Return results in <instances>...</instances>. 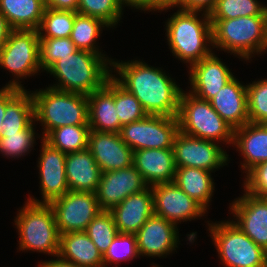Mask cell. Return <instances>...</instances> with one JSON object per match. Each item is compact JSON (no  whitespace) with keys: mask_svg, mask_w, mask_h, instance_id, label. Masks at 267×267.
Wrapping results in <instances>:
<instances>
[{"mask_svg":"<svg viewBox=\"0 0 267 267\" xmlns=\"http://www.w3.org/2000/svg\"><path fill=\"white\" fill-rule=\"evenodd\" d=\"M247 112L249 122L267 123V79L247 84Z\"/></svg>","mask_w":267,"mask_h":267,"instance_id":"cell-40","label":"cell"},{"mask_svg":"<svg viewBox=\"0 0 267 267\" xmlns=\"http://www.w3.org/2000/svg\"><path fill=\"white\" fill-rule=\"evenodd\" d=\"M243 155L241 169L246 173L255 165L267 160V123L248 122L234 130L232 147Z\"/></svg>","mask_w":267,"mask_h":267,"instance_id":"cell-24","label":"cell"},{"mask_svg":"<svg viewBox=\"0 0 267 267\" xmlns=\"http://www.w3.org/2000/svg\"><path fill=\"white\" fill-rule=\"evenodd\" d=\"M166 21L167 44L177 60L190 67L214 52L208 13L177 9Z\"/></svg>","mask_w":267,"mask_h":267,"instance_id":"cell-2","label":"cell"},{"mask_svg":"<svg viewBox=\"0 0 267 267\" xmlns=\"http://www.w3.org/2000/svg\"><path fill=\"white\" fill-rule=\"evenodd\" d=\"M45 0H0V12L12 29L38 30Z\"/></svg>","mask_w":267,"mask_h":267,"instance_id":"cell-27","label":"cell"},{"mask_svg":"<svg viewBox=\"0 0 267 267\" xmlns=\"http://www.w3.org/2000/svg\"><path fill=\"white\" fill-rule=\"evenodd\" d=\"M217 0H180L175 8L185 11H201L210 13L216 4Z\"/></svg>","mask_w":267,"mask_h":267,"instance_id":"cell-42","label":"cell"},{"mask_svg":"<svg viewBox=\"0 0 267 267\" xmlns=\"http://www.w3.org/2000/svg\"><path fill=\"white\" fill-rule=\"evenodd\" d=\"M267 15V5L259 0H217L209 13L210 19H234L244 16Z\"/></svg>","mask_w":267,"mask_h":267,"instance_id":"cell-34","label":"cell"},{"mask_svg":"<svg viewBox=\"0 0 267 267\" xmlns=\"http://www.w3.org/2000/svg\"><path fill=\"white\" fill-rule=\"evenodd\" d=\"M245 174L243 192L267 198V160L255 165Z\"/></svg>","mask_w":267,"mask_h":267,"instance_id":"cell-41","label":"cell"},{"mask_svg":"<svg viewBox=\"0 0 267 267\" xmlns=\"http://www.w3.org/2000/svg\"><path fill=\"white\" fill-rule=\"evenodd\" d=\"M215 52L193 63L189 68V92L199 99L210 101L235 76Z\"/></svg>","mask_w":267,"mask_h":267,"instance_id":"cell-18","label":"cell"},{"mask_svg":"<svg viewBox=\"0 0 267 267\" xmlns=\"http://www.w3.org/2000/svg\"><path fill=\"white\" fill-rule=\"evenodd\" d=\"M58 257L82 267H104L102 253L85 231L60 234Z\"/></svg>","mask_w":267,"mask_h":267,"instance_id":"cell-26","label":"cell"},{"mask_svg":"<svg viewBox=\"0 0 267 267\" xmlns=\"http://www.w3.org/2000/svg\"><path fill=\"white\" fill-rule=\"evenodd\" d=\"M178 132L177 116L147 115L142 120L122 126L119 135L127 146L136 151L173 148Z\"/></svg>","mask_w":267,"mask_h":267,"instance_id":"cell-10","label":"cell"},{"mask_svg":"<svg viewBox=\"0 0 267 267\" xmlns=\"http://www.w3.org/2000/svg\"><path fill=\"white\" fill-rule=\"evenodd\" d=\"M123 10L120 0H79L77 13L102 19L111 28H116Z\"/></svg>","mask_w":267,"mask_h":267,"instance_id":"cell-37","label":"cell"},{"mask_svg":"<svg viewBox=\"0 0 267 267\" xmlns=\"http://www.w3.org/2000/svg\"><path fill=\"white\" fill-rule=\"evenodd\" d=\"M79 49L68 38H40L39 63L42 71H47L55 62Z\"/></svg>","mask_w":267,"mask_h":267,"instance_id":"cell-38","label":"cell"},{"mask_svg":"<svg viewBox=\"0 0 267 267\" xmlns=\"http://www.w3.org/2000/svg\"><path fill=\"white\" fill-rule=\"evenodd\" d=\"M38 30L13 29L0 50V68L13 77L5 87L25 89L22 81L41 73Z\"/></svg>","mask_w":267,"mask_h":267,"instance_id":"cell-9","label":"cell"},{"mask_svg":"<svg viewBox=\"0 0 267 267\" xmlns=\"http://www.w3.org/2000/svg\"><path fill=\"white\" fill-rule=\"evenodd\" d=\"M133 166L149 187L174 182L176 164L173 148L133 151Z\"/></svg>","mask_w":267,"mask_h":267,"instance_id":"cell-21","label":"cell"},{"mask_svg":"<svg viewBox=\"0 0 267 267\" xmlns=\"http://www.w3.org/2000/svg\"><path fill=\"white\" fill-rule=\"evenodd\" d=\"M213 172L208 170L183 167L176 168L174 182L176 185L198 202L206 211H208L210 202L215 191Z\"/></svg>","mask_w":267,"mask_h":267,"instance_id":"cell-28","label":"cell"},{"mask_svg":"<svg viewBox=\"0 0 267 267\" xmlns=\"http://www.w3.org/2000/svg\"><path fill=\"white\" fill-rule=\"evenodd\" d=\"M79 0H45L46 8L77 12Z\"/></svg>","mask_w":267,"mask_h":267,"instance_id":"cell-45","label":"cell"},{"mask_svg":"<svg viewBox=\"0 0 267 267\" xmlns=\"http://www.w3.org/2000/svg\"><path fill=\"white\" fill-rule=\"evenodd\" d=\"M35 120L20 132L7 133L2 132L0 138V153L2 156L10 159L24 157L34 148L37 133L35 131ZM32 148V149H31Z\"/></svg>","mask_w":267,"mask_h":267,"instance_id":"cell-33","label":"cell"},{"mask_svg":"<svg viewBox=\"0 0 267 267\" xmlns=\"http://www.w3.org/2000/svg\"><path fill=\"white\" fill-rule=\"evenodd\" d=\"M30 92L34 101L35 121L43 126L42 135L37 138H45L55 128L89 125L87 95L51 87Z\"/></svg>","mask_w":267,"mask_h":267,"instance_id":"cell-5","label":"cell"},{"mask_svg":"<svg viewBox=\"0 0 267 267\" xmlns=\"http://www.w3.org/2000/svg\"><path fill=\"white\" fill-rule=\"evenodd\" d=\"M88 149L102 173L133 165V150L121 139L119 133L90 130Z\"/></svg>","mask_w":267,"mask_h":267,"instance_id":"cell-19","label":"cell"},{"mask_svg":"<svg viewBox=\"0 0 267 267\" xmlns=\"http://www.w3.org/2000/svg\"><path fill=\"white\" fill-rule=\"evenodd\" d=\"M65 172L69 191L96 193L102 171L88 148L66 154Z\"/></svg>","mask_w":267,"mask_h":267,"instance_id":"cell-25","label":"cell"},{"mask_svg":"<svg viewBox=\"0 0 267 267\" xmlns=\"http://www.w3.org/2000/svg\"><path fill=\"white\" fill-rule=\"evenodd\" d=\"M13 225L19 235V250L33 251L57 257L60 233L52 207L46 203L25 201L17 211Z\"/></svg>","mask_w":267,"mask_h":267,"instance_id":"cell-6","label":"cell"},{"mask_svg":"<svg viewBox=\"0 0 267 267\" xmlns=\"http://www.w3.org/2000/svg\"><path fill=\"white\" fill-rule=\"evenodd\" d=\"M152 267H161V266H159V265H157V264L154 265V263H153V266H152Z\"/></svg>","mask_w":267,"mask_h":267,"instance_id":"cell-49","label":"cell"},{"mask_svg":"<svg viewBox=\"0 0 267 267\" xmlns=\"http://www.w3.org/2000/svg\"><path fill=\"white\" fill-rule=\"evenodd\" d=\"M179 226L153 214L135 233L139 256L165 258L174 253L180 243Z\"/></svg>","mask_w":267,"mask_h":267,"instance_id":"cell-15","label":"cell"},{"mask_svg":"<svg viewBox=\"0 0 267 267\" xmlns=\"http://www.w3.org/2000/svg\"><path fill=\"white\" fill-rule=\"evenodd\" d=\"M112 58L78 50L55 62L46 73L56 78L48 87L89 95L101 89L112 75Z\"/></svg>","mask_w":267,"mask_h":267,"instance_id":"cell-3","label":"cell"},{"mask_svg":"<svg viewBox=\"0 0 267 267\" xmlns=\"http://www.w3.org/2000/svg\"><path fill=\"white\" fill-rule=\"evenodd\" d=\"M207 224L218 258L224 267H264L267 264V252L230 219L207 221Z\"/></svg>","mask_w":267,"mask_h":267,"instance_id":"cell-8","label":"cell"},{"mask_svg":"<svg viewBox=\"0 0 267 267\" xmlns=\"http://www.w3.org/2000/svg\"><path fill=\"white\" fill-rule=\"evenodd\" d=\"M121 5L124 7H132L144 11V13L158 10L159 12V0H120Z\"/></svg>","mask_w":267,"mask_h":267,"instance_id":"cell-43","label":"cell"},{"mask_svg":"<svg viewBox=\"0 0 267 267\" xmlns=\"http://www.w3.org/2000/svg\"><path fill=\"white\" fill-rule=\"evenodd\" d=\"M89 125H69L52 130L44 139L65 154L88 148Z\"/></svg>","mask_w":267,"mask_h":267,"instance_id":"cell-31","label":"cell"},{"mask_svg":"<svg viewBox=\"0 0 267 267\" xmlns=\"http://www.w3.org/2000/svg\"><path fill=\"white\" fill-rule=\"evenodd\" d=\"M105 28L111 27L102 19L76 13L70 39L79 50L106 55L96 43Z\"/></svg>","mask_w":267,"mask_h":267,"instance_id":"cell-30","label":"cell"},{"mask_svg":"<svg viewBox=\"0 0 267 267\" xmlns=\"http://www.w3.org/2000/svg\"><path fill=\"white\" fill-rule=\"evenodd\" d=\"M114 101L121 127L142 120L148 115L139 100L115 78Z\"/></svg>","mask_w":267,"mask_h":267,"instance_id":"cell-36","label":"cell"},{"mask_svg":"<svg viewBox=\"0 0 267 267\" xmlns=\"http://www.w3.org/2000/svg\"><path fill=\"white\" fill-rule=\"evenodd\" d=\"M21 89L5 87L3 86L0 89V138L2 136V127L3 116L5 115L7 103L20 91Z\"/></svg>","mask_w":267,"mask_h":267,"instance_id":"cell-44","label":"cell"},{"mask_svg":"<svg viewBox=\"0 0 267 267\" xmlns=\"http://www.w3.org/2000/svg\"><path fill=\"white\" fill-rule=\"evenodd\" d=\"M177 118L183 134L232 146L234 129L212 108L210 101L197 98L188 89L181 91Z\"/></svg>","mask_w":267,"mask_h":267,"instance_id":"cell-7","label":"cell"},{"mask_svg":"<svg viewBox=\"0 0 267 267\" xmlns=\"http://www.w3.org/2000/svg\"><path fill=\"white\" fill-rule=\"evenodd\" d=\"M213 48L238 56L246 62L255 54L267 53V15L234 19H210Z\"/></svg>","mask_w":267,"mask_h":267,"instance_id":"cell-4","label":"cell"},{"mask_svg":"<svg viewBox=\"0 0 267 267\" xmlns=\"http://www.w3.org/2000/svg\"><path fill=\"white\" fill-rule=\"evenodd\" d=\"M180 0H159V12H166L169 9L174 8Z\"/></svg>","mask_w":267,"mask_h":267,"instance_id":"cell-48","label":"cell"},{"mask_svg":"<svg viewBox=\"0 0 267 267\" xmlns=\"http://www.w3.org/2000/svg\"><path fill=\"white\" fill-rule=\"evenodd\" d=\"M229 204L231 221L267 252V198L244 192Z\"/></svg>","mask_w":267,"mask_h":267,"instance_id":"cell-16","label":"cell"},{"mask_svg":"<svg viewBox=\"0 0 267 267\" xmlns=\"http://www.w3.org/2000/svg\"><path fill=\"white\" fill-rule=\"evenodd\" d=\"M112 76L139 100L148 115H178L183 89L162 68L139 59L121 62L114 59Z\"/></svg>","mask_w":267,"mask_h":267,"instance_id":"cell-1","label":"cell"},{"mask_svg":"<svg viewBox=\"0 0 267 267\" xmlns=\"http://www.w3.org/2000/svg\"><path fill=\"white\" fill-rule=\"evenodd\" d=\"M40 157H38L39 184L42 199L29 195L28 201L49 204L52 200L65 195L69 189L65 172L66 154L41 138Z\"/></svg>","mask_w":267,"mask_h":267,"instance_id":"cell-14","label":"cell"},{"mask_svg":"<svg viewBox=\"0 0 267 267\" xmlns=\"http://www.w3.org/2000/svg\"><path fill=\"white\" fill-rule=\"evenodd\" d=\"M12 30L13 29L8 24L5 16L0 12V50L4 46L7 37Z\"/></svg>","mask_w":267,"mask_h":267,"instance_id":"cell-47","label":"cell"},{"mask_svg":"<svg viewBox=\"0 0 267 267\" xmlns=\"http://www.w3.org/2000/svg\"><path fill=\"white\" fill-rule=\"evenodd\" d=\"M38 267H82V266L67 262L57 256L56 258L54 257V260L53 258H51V260H45V261L41 260L38 264Z\"/></svg>","mask_w":267,"mask_h":267,"instance_id":"cell-46","label":"cell"},{"mask_svg":"<svg viewBox=\"0 0 267 267\" xmlns=\"http://www.w3.org/2000/svg\"><path fill=\"white\" fill-rule=\"evenodd\" d=\"M52 207L60 234L85 231L88 224L102 211L93 192L68 191L52 200Z\"/></svg>","mask_w":267,"mask_h":267,"instance_id":"cell-11","label":"cell"},{"mask_svg":"<svg viewBox=\"0 0 267 267\" xmlns=\"http://www.w3.org/2000/svg\"><path fill=\"white\" fill-rule=\"evenodd\" d=\"M85 232L102 255L106 253L113 239L119 234L112 213L106 210L99 212L88 224Z\"/></svg>","mask_w":267,"mask_h":267,"instance_id":"cell-35","label":"cell"},{"mask_svg":"<svg viewBox=\"0 0 267 267\" xmlns=\"http://www.w3.org/2000/svg\"><path fill=\"white\" fill-rule=\"evenodd\" d=\"M173 152L176 168L193 167L214 172L230 161L221 144L191 137L180 131L174 138Z\"/></svg>","mask_w":267,"mask_h":267,"instance_id":"cell-12","label":"cell"},{"mask_svg":"<svg viewBox=\"0 0 267 267\" xmlns=\"http://www.w3.org/2000/svg\"><path fill=\"white\" fill-rule=\"evenodd\" d=\"M147 187L142 175L133 165L125 169L103 172L96 191L99 207L101 210L110 211L126 197Z\"/></svg>","mask_w":267,"mask_h":267,"instance_id":"cell-17","label":"cell"},{"mask_svg":"<svg viewBox=\"0 0 267 267\" xmlns=\"http://www.w3.org/2000/svg\"><path fill=\"white\" fill-rule=\"evenodd\" d=\"M153 193L154 214L174 224L205 217L208 212L182 191L175 182L150 186Z\"/></svg>","mask_w":267,"mask_h":267,"instance_id":"cell-13","label":"cell"},{"mask_svg":"<svg viewBox=\"0 0 267 267\" xmlns=\"http://www.w3.org/2000/svg\"><path fill=\"white\" fill-rule=\"evenodd\" d=\"M71 10L46 8L38 29L39 38H68L71 35L75 14Z\"/></svg>","mask_w":267,"mask_h":267,"instance_id":"cell-32","label":"cell"},{"mask_svg":"<svg viewBox=\"0 0 267 267\" xmlns=\"http://www.w3.org/2000/svg\"><path fill=\"white\" fill-rule=\"evenodd\" d=\"M88 98V124L91 130L119 133L121 129L114 101V77L111 75L105 85Z\"/></svg>","mask_w":267,"mask_h":267,"instance_id":"cell-23","label":"cell"},{"mask_svg":"<svg viewBox=\"0 0 267 267\" xmlns=\"http://www.w3.org/2000/svg\"><path fill=\"white\" fill-rule=\"evenodd\" d=\"M212 108L234 130L249 122L247 85L234 77L210 100Z\"/></svg>","mask_w":267,"mask_h":267,"instance_id":"cell-22","label":"cell"},{"mask_svg":"<svg viewBox=\"0 0 267 267\" xmlns=\"http://www.w3.org/2000/svg\"><path fill=\"white\" fill-rule=\"evenodd\" d=\"M34 120L32 94L27 89H21L6 105L1 124L2 132H20L25 130Z\"/></svg>","mask_w":267,"mask_h":267,"instance_id":"cell-29","label":"cell"},{"mask_svg":"<svg viewBox=\"0 0 267 267\" xmlns=\"http://www.w3.org/2000/svg\"><path fill=\"white\" fill-rule=\"evenodd\" d=\"M140 258L137 240L135 234L119 233L112 241L108 250L103 255L104 267H108L109 264H116L127 261L130 262L135 258Z\"/></svg>","mask_w":267,"mask_h":267,"instance_id":"cell-39","label":"cell"},{"mask_svg":"<svg viewBox=\"0 0 267 267\" xmlns=\"http://www.w3.org/2000/svg\"><path fill=\"white\" fill-rule=\"evenodd\" d=\"M110 212L119 233L135 234L154 214L151 187L126 197Z\"/></svg>","mask_w":267,"mask_h":267,"instance_id":"cell-20","label":"cell"}]
</instances>
